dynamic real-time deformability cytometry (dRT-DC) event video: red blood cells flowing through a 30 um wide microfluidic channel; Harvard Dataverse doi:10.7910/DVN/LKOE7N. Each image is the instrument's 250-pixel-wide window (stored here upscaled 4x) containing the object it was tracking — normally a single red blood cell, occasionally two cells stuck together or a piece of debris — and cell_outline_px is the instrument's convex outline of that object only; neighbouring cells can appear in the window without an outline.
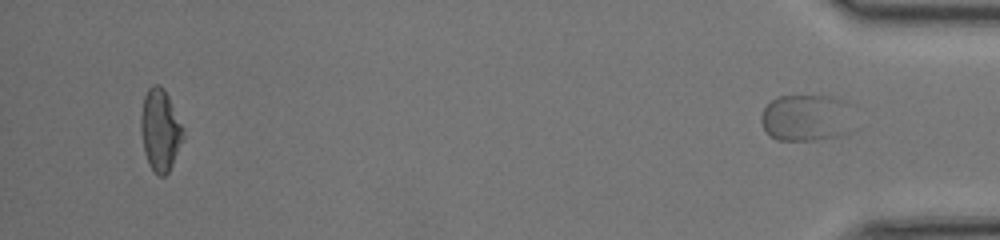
{"species": "common noctule bat (a hibernating species)", "species_latin": "Nyctalus noctula", "temperature_condition": "room temperature", "stored_images_in_passage": 46, "segment_of_instrument_passage": [2, 2], "camera_frame_rate_fps": 3000, "um_per_image_px": 0.085, "animal": {"sex": "female", "body_mass_g": 17.0, "forearm_length_mm": 48.0}, "frame": {"image": 1, "passage_image": 46, "time_ms": 15.0, "image_size_px": [1000, 240], "cell_outline_px": [[852, 104], [848, 132], [840, 136], [816, 140], [776, 140], [764, 128], [760, 120], [760, 116], [764, 108], [776, 96], [832, 96], [844, 100]], "centroid_in_image_um": [68.54, 10.0], "position_along_channel_um": 366.7, "area_um2": 25.43}}